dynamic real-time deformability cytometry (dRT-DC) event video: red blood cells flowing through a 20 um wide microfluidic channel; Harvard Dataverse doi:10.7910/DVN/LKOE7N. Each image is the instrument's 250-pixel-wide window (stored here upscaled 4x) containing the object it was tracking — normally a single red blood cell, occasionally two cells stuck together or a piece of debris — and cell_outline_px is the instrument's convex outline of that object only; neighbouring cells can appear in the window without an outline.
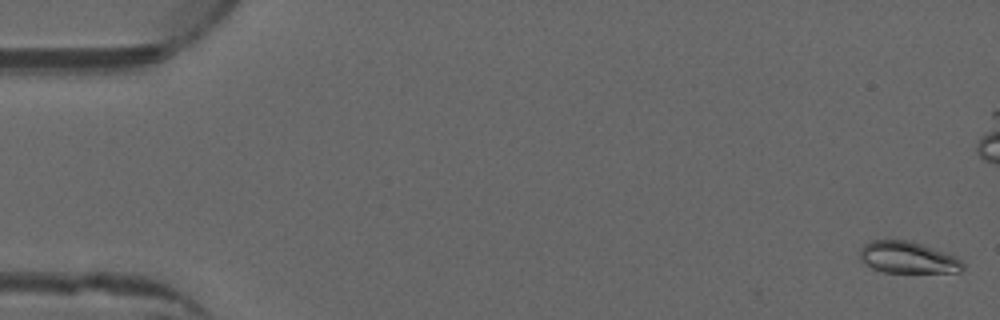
{"species": "common noctule bat (a hibernating species)", "species_latin": "Nyctalus noctula", "temperature_condition": "warm", "stored_images_in_passage": 54, "camera_frame_rate_fps": 3000, "um_per_image_px": 0.085, "animal": {"sex": "male", "forearm_length_mm": 52.5}, "frame": {"image": 1, "passage_image": 1, "time_ms": 0.0, "image_size_px": [1000, 320], "cell_outline_px": [[964, 268], [960, 272], [884, 272], [872, 268], [864, 264], [860, 260], [860, 248], [868, 240], [912, 240], [956, 256], [964, 264]], "centroid_in_image_um": [77.14, 21.87], "position_along_channel_um": 7.9, "area_um2": 19.25}}